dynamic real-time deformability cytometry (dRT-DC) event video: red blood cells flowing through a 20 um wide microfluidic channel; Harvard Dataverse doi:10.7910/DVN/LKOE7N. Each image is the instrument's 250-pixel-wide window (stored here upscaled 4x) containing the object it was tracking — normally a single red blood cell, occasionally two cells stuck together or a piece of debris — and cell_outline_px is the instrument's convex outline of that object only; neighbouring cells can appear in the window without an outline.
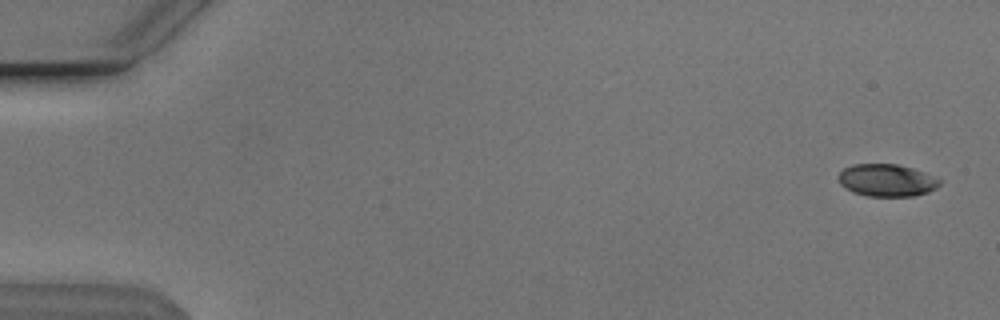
{"species": "Egyptian fruit bat (a non-hibernating species)", "species_latin": "Rousettus aegyptiacus", "temperature_condition": "cold", "stored_images_in_passage": 15, "camera_frame_rate_fps": 3000, "um_per_image_px": 0.085, "animal": {"sex": "male"}, "frame": {"image": 1, "passage_image": 2, "time_ms": 0.333, "image_size_px": [1000, 320], "cell_outline_px": [[940, 184], [936, 188], [928, 192], [912, 196], [868, 196], [852, 192], [840, 184], [836, 176], [844, 168], [856, 164], [896, 164], [912, 168], [924, 172], [940, 180]], "centroid_in_image_um": [75.34, 15.32], "position_along_channel_um": 9.7, "area_um2": 19.02}}
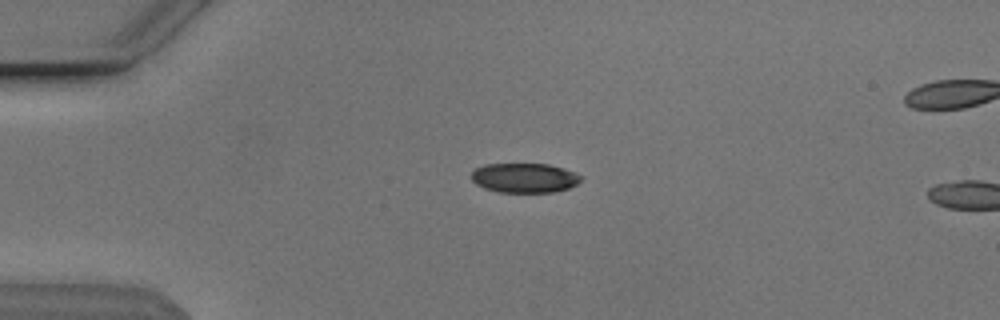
{"frame": {"image": 2, "passage_image": 13, "time_ms": 4.0, "image_size_px": [1000, 320], "cell_outline_px": [[584, 176], [576, 184], [568, 188], [552, 192], [500, 192], [484, 188], [476, 184], [472, 180], [472, 172], [476, 168], [484, 164], [548, 164], [564, 168]], "centroid_in_image_um": [44.58, 15.11], "position_along_channel_um": 40.4, "area_um2": 18.84}}